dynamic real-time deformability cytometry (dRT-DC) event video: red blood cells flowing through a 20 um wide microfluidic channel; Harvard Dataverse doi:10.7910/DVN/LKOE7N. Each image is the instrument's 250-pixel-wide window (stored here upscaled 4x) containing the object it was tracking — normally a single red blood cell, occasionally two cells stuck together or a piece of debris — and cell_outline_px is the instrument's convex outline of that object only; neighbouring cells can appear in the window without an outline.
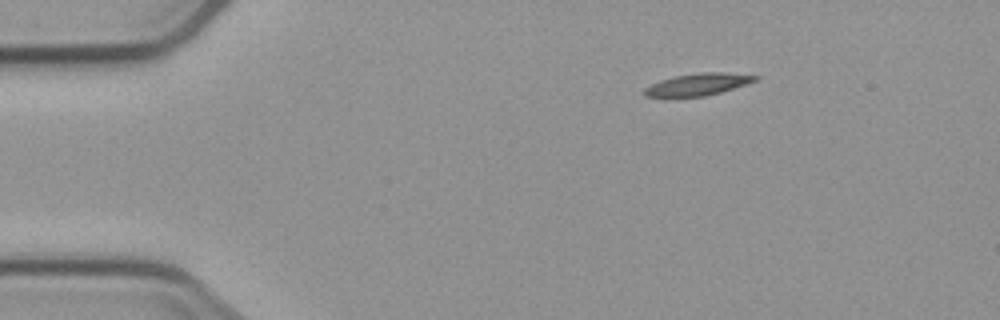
{"species": "common noctule bat (a hibernating species)", "species_latin": "Nyctalus noctula", "temperature_condition": "cold", "stored_images_in_passage": 3, "camera_frame_rate_fps": 3000, "um_per_image_px": 0.085, "animal": {"sex": "male", "body_mass_g": 23.1, "forearm_length_mm": 52.7}, "frame": {"image": 1, "passage_image": 1, "time_ms": 0.0, "image_size_px": [1000, 320], "cell_outline_px": [[760, 76], [756, 80], [720, 92], [704, 96], [644, 96], [644, 88], [660, 80], [676, 76], [700, 72], [724, 72]], "centroid_in_image_um": [59.31, 7.16], "position_along_channel_um": 25.7, "area_um2": 13.81}}